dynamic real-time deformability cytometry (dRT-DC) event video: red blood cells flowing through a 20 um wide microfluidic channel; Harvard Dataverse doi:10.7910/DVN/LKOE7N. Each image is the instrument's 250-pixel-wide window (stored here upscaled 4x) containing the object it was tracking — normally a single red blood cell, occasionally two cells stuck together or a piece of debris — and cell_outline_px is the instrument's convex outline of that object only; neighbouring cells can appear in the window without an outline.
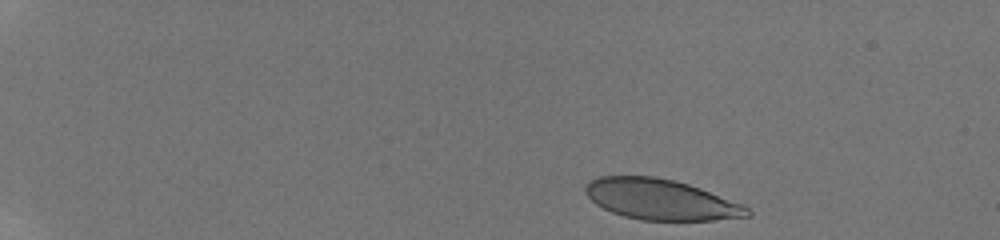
{"species": "human", "species_latin": "Homo sapiens", "temperature_condition": "room temperature", "stored_images_in_passage": 8, "camera_frame_rate_fps": 3000, "um_per_image_px": 0.085, "donor": {"sex": "male"}, "frame": {"image": 1, "passage_image": 1, "time_ms": 0.0, "image_size_px": [1000, 240], "cell_outline_px": [[752, 216], [712, 220], [640, 220], [624, 216], [612, 212], [596, 204], [584, 192], [584, 184], [600, 176], [656, 176], [676, 180], [700, 188], [744, 204], [752, 212]], "centroid_in_image_um": [56.18, 16.95], "position_along_channel_um": 28.8, "area_um2": 38.44}}
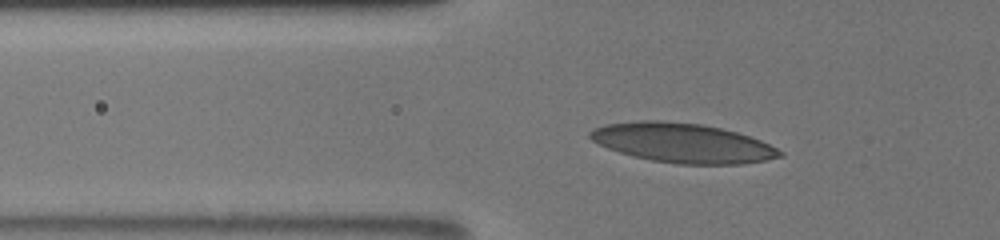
{"frame": {"image": 2, "passage_image": 7, "time_ms": 4.0, "image_size_px": [1000, 240], "cell_outline_px": [[784, 156], [744, 164], [676, 164], [652, 160], [632, 156], [608, 148], [592, 140], [588, 136], [588, 132], [592, 128], [604, 124], [640, 120], [660, 120], [700, 124], [720, 128], [736, 132], [760, 140], [784, 152]], "centroid_in_image_um": [57.99, 12.14], "position_along_channel_um": 67.8, "area_um2": 43.58}}